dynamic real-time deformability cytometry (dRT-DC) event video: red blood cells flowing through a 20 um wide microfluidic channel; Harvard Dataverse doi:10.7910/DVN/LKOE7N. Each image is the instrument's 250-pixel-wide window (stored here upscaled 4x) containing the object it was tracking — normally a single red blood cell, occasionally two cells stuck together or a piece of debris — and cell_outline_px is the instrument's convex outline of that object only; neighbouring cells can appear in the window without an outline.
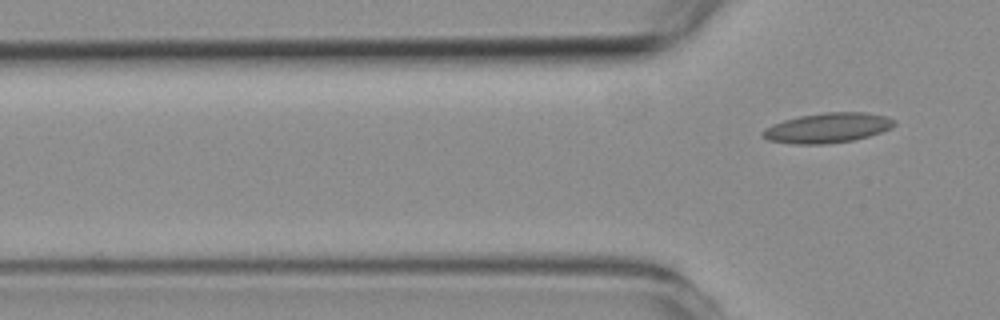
{"species": "common noctule bat (a hibernating species)", "species_latin": "Nyctalus noctula", "temperature_condition": "room temperature", "stored_images_in_passage": 5, "segment_of_instrument_passage": [2, 2], "camera_frame_rate_fps": 3000, "um_per_image_px": 0.085, "animal": {"sex": "female", "body_mass_g": 19.3, "forearm_length_mm": 54.1}, "frame": {"image": 1, "passage_image": 5, "time_ms": 4.667, "image_size_px": [1000, 320], "cell_outline_px": [[896, 124], [892, 128], [868, 136], [852, 140], [828, 144], [792, 144], [768, 140], [760, 132], [772, 124], [784, 120], [800, 116], [828, 112], [864, 112], [884, 116], [896, 120]], "centroid_in_image_um": [70.35, 10.87], "position_along_channel_um": 55.5, "area_um2": 22.83}}